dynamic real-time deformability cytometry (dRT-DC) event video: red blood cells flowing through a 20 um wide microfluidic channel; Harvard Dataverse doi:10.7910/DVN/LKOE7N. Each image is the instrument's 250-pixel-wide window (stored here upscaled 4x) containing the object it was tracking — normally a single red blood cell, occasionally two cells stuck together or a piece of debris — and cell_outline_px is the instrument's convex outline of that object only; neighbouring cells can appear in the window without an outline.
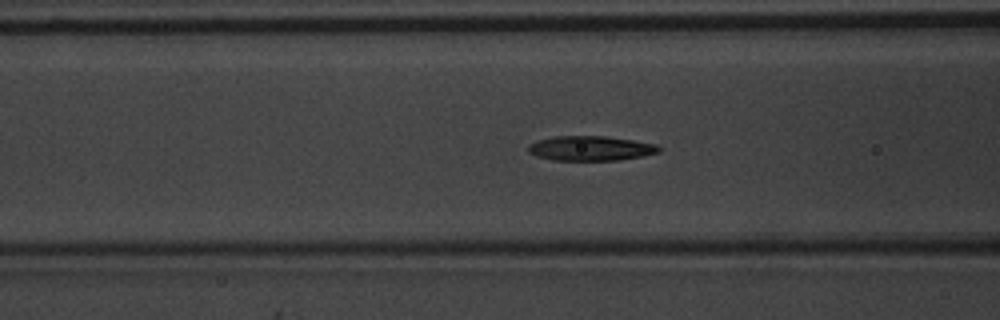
{"species": "common noctule bat (a hibernating species)", "species_latin": "Nyctalus noctula", "temperature_condition": "warm", "stored_images_in_passage": 52, "camera_frame_rate_fps": 3000, "um_per_image_px": 0.085, "animal": {"sex": "male", "body_mass_g": 20.1, "forearm_length_mm": 53.5}, "frame": {"image": 1, "passage_image": 21, "time_ms": 6.667, "image_size_px": [1000, 320], "cell_outline_px": [[660, 152], [644, 156], [616, 160], [556, 160], [536, 156], [528, 152], [528, 144], [536, 140], [552, 136], [604, 136], [632, 140], [656, 144], [660, 148]], "centroid_in_image_um": [50.17, 12.6], "position_along_channel_um": 116.4, "area_um2": 18.84}}
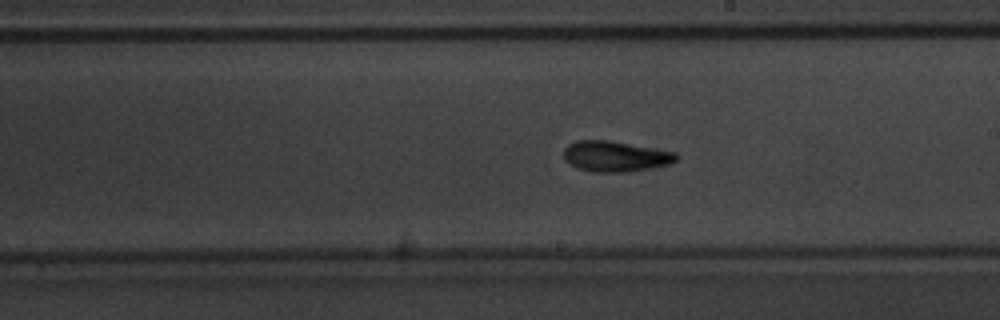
{"frame": {"image": 2, "passage_image": 30, "time_ms": 9.667, "image_size_px": [1000, 320], "cell_outline_px": [[680, 156], [672, 164], [624, 172], [596, 172], [580, 168], [564, 160], [564, 148], [568, 144], [576, 140], [608, 140], [676, 152]], "centroid_in_image_um": [52.32, 13.27], "position_along_channel_um": 236.7, "area_um2": 19.94}}
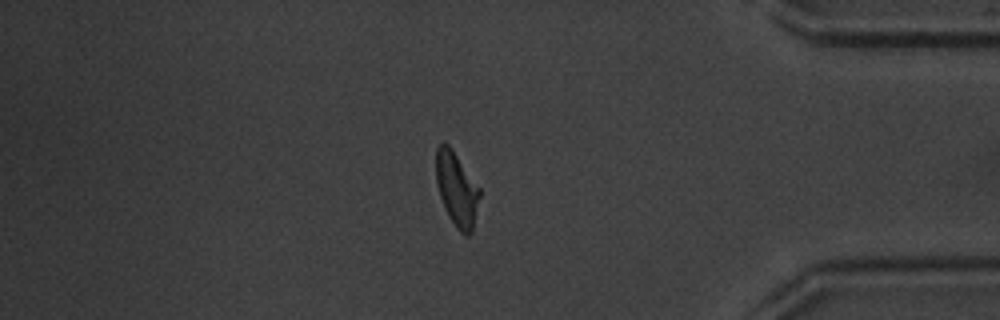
{"frame": {"image": 3, "passage_image": 44, "time_ms": 14.333, "image_size_px": [1000, 320], "cell_outline_px": [[480, 196], [472, 232], [468, 236], [464, 236], [456, 228], [448, 216], [444, 208], [436, 184], [436, 148], [440, 144], [448, 144], [452, 148], [480, 188]], "centroid_in_image_um": [38.82, 16.1], "position_along_channel_um": 396.4, "area_um2": 18.9}, "authors_computed_cell_mechanics": {"area_um2": 18.8717, "velocity_mm_per_s": 4.0114, "shape_relaxation_time_tau1_ms": 2.3812, "shape_relaxation_time_tau2_ms": 2.6847, "deformation_change_tau1": 0.1848, "deformation_change_tau2": 0.109}}